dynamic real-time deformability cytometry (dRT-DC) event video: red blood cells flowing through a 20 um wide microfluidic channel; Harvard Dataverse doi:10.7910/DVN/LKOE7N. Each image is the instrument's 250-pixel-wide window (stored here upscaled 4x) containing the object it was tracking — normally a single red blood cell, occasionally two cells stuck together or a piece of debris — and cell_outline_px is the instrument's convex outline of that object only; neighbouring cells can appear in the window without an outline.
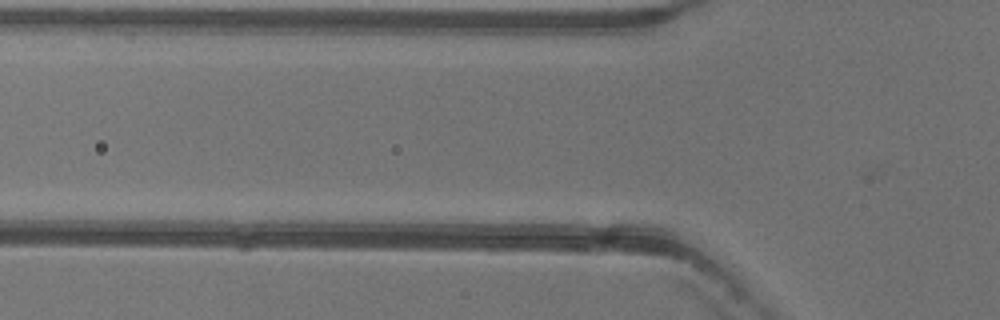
{"species": "common noctule bat (a hibernating species)", "species_latin": "Nyctalus noctula", "temperature_condition": "warm", "stored_images_in_passage": 3, "camera_frame_rate_fps": 3000, "um_per_image_px": 0.085, "animal": {"sex": "female"}, "frame": {"image": 1, "passage_image": 3, "time_ms": 0.667, "image_size_px": [1000, 320], "cell_outline_px": [[696, 252], [560, 236], [556, 228], [556, 224], [640, 224], [676, 240], [692, 248]], "centroid_in_image_um": [52.84, 19.98], "position_along_channel_um": 73.0, "area_um2": 14.74}}